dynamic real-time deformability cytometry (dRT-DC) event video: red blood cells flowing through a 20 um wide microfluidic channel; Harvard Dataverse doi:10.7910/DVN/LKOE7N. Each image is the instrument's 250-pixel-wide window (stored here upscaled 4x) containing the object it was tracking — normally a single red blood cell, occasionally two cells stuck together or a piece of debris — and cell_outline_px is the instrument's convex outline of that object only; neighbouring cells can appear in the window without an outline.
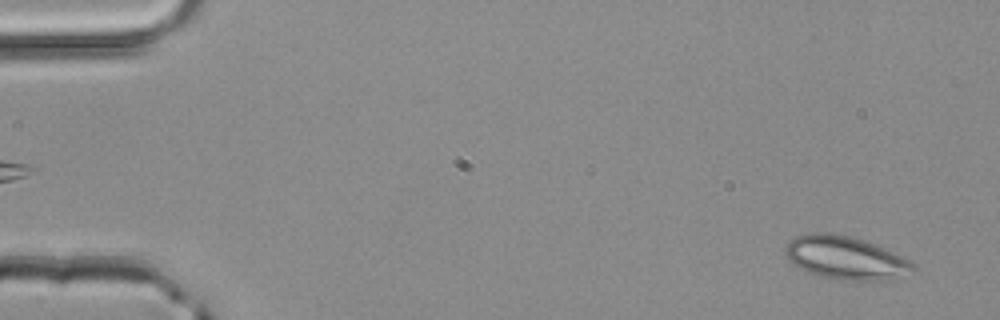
{"species": "common noctule bat (a hibernating species)", "species_latin": "Nyctalus noctula", "temperature_condition": "room temperature", "stored_images_in_passage": 4, "camera_frame_rate_fps": 3000, "um_per_image_px": 0.085, "animal": {"sex": "male", "body_mass_g": 20.4}, "frame": {"image": 1, "passage_image": 4, "time_ms": 1.0, "image_size_px": [1000, 320], "cell_outline_px": [[916, 268], [888, 280], [836, 280], [808, 272], [800, 268], [788, 260], [784, 252], [784, 248], [788, 240], [796, 236], [808, 232], [828, 232], [848, 236], [864, 240], [884, 248], [912, 260]], "centroid_in_image_um": [71.81, 21.89], "position_along_channel_um": 13.2, "area_um2": 32.14}}